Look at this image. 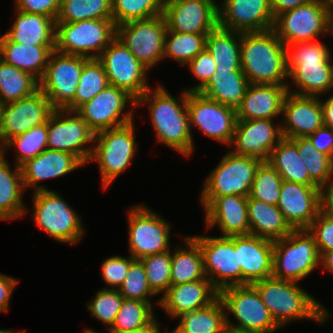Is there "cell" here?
Returning a JSON list of instances; mask_svg holds the SVG:
<instances>
[{
  "label": "cell",
  "mask_w": 333,
  "mask_h": 333,
  "mask_svg": "<svg viewBox=\"0 0 333 333\" xmlns=\"http://www.w3.org/2000/svg\"><path fill=\"white\" fill-rule=\"evenodd\" d=\"M176 97L158 83L136 101V108L147 104L156 141L188 158L195 145L187 111V91L183 89Z\"/></svg>",
  "instance_id": "6da1fadb"
},
{
  "label": "cell",
  "mask_w": 333,
  "mask_h": 333,
  "mask_svg": "<svg viewBox=\"0 0 333 333\" xmlns=\"http://www.w3.org/2000/svg\"><path fill=\"white\" fill-rule=\"evenodd\" d=\"M287 49L288 79L295 88L287 90L302 96H324L333 89V61L330 49L318 40L290 44Z\"/></svg>",
  "instance_id": "7a4b0ae2"
},
{
  "label": "cell",
  "mask_w": 333,
  "mask_h": 333,
  "mask_svg": "<svg viewBox=\"0 0 333 333\" xmlns=\"http://www.w3.org/2000/svg\"><path fill=\"white\" fill-rule=\"evenodd\" d=\"M240 59L250 84L287 86V49L273 28L241 33Z\"/></svg>",
  "instance_id": "3957f363"
},
{
  "label": "cell",
  "mask_w": 333,
  "mask_h": 333,
  "mask_svg": "<svg viewBox=\"0 0 333 333\" xmlns=\"http://www.w3.org/2000/svg\"><path fill=\"white\" fill-rule=\"evenodd\" d=\"M298 284L271 276L251 285L281 328L291 321L306 319L324 324L330 312Z\"/></svg>",
  "instance_id": "277c9868"
},
{
  "label": "cell",
  "mask_w": 333,
  "mask_h": 333,
  "mask_svg": "<svg viewBox=\"0 0 333 333\" xmlns=\"http://www.w3.org/2000/svg\"><path fill=\"white\" fill-rule=\"evenodd\" d=\"M134 121L95 134L89 162H97L103 190L125 173L136 157L137 148Z\"/></svg>",
  "instance_id": "5b68a950"
},
{
  "label": "cell",
  "mask_w": 333,
  "mask_h": 333,
  "mask_svg": "<svg viewBox=\"0 0 333 333\" xmlns=\"http://www.w3.org/2000/svg\"><path fill=\"white\" fill-rule=\"evenodd\" d=\"M320 253L308 229L293 230L273 241L272 276L299 283L320 266Z\"/></svg>",
  "instance_id": "8992f818"
},
{
  "label": "cell",
  "mask_w": 333,
  "mask_h": 333,
  "mask_svg": "<svg viewBox=\"0 0 333 333\" xmlns=\"http://www.w3.org/2000/svg\"><path fill=\"white\" fill-rule=\"evenodd\" d=\"M33 216L37 227L58 243L77 244L85 235L82 218L57 191L32 194Z\"/></svg>",
  "instance_id": "52a82bcc"
},
{
  "label": "cell",
  "mask_w": 333,
  "mask_h": 333,
  "mask_svg": "<svg viewBox=\"0 0 333 333\" xmlns=\"http://www.w3.org/2000/svg\"><path fill=\"white\" fill-rule=\"evenodd\" d=\"M116 38L113 19L56 23L55 50L69 55L98 58Z\"/></svg>",
  "instance_id": "ba28073f"
},
{
  "label": "cell",
  "mask_w": 333,
  "mask_h": 333,
  "mask_svg": "<svg viewBox=\"0 0 333 333\" xmlns=\"http://www.w3.org/2000/svg\"><path fill=\"white\" fill-rule=\"evenodd\" d=\"M219 299L224 305L228 326L256 333H274L281 328L251 284L224 288L219 291ZM229 314L237 323L233 324Z\"/></svg>",
  "instance_id": "9c48e42d"
},
{
  "label": "cell",
  "mask_w": 333,
  "mask_h": 333,
  "mask_svg": "<svg viewBox=\"0 0 333 333\" xmlns=\"http://www.w3.org/2000/svg\"><path fill=\"white\" fill-rule=\"evenodd\" d=\"M127 213L128 250L134 259L171 250V224L145 204L132 205Z\"/></svg>",
  "instance_id": "30bf717a"
},
{
  "label": "cell",
  "mask_w": 333,
  "mask_h": 333,
  "mask_svg": "<svg viewBox=\"0 0 333 333\" xmlns=\"http://www.w3.org/2000/svg\"><path fill=\"white\" fill-rule=\"evenodd\" d=\"M261 162L228 151L205 178L200 198H217L226 195L249 197L255 172Z\"/></svg>",
  "instance_id": "8fae6325"
},
{
  "label": "cell",
  "mask_w": 333,
  "mask_h": 333,
  "mask_svg": "<svg viewBox=\"0 0 333 333\" xmlns=\"http://www.w3.org/2000/svg\"><path fill=\"white\" fill-rule=\"evenodd\" d=\"M129 105L132 107L127 110ZM135 109H137L136 100L131 95L109 84L93 99L79 106L75 112L96 134L135 121L133 118Z\"/></svg>",
  "instance_id": "7c38bea8"
},
{
  "label": "cell",
  "mask_w": 333,
  "mask_h": 333,
  "mask_svg": "<svg viewBox=\"0 0 333 333\" xmlns=\"http://www.w3.org/2000/svg\"><path fill=\"white\" fill-rule=\"evenodd\" d=\"M89 58L57 52L50 53L39 89L55 110H64L74 99L85 62Z\"/></svg>",
  "instance_id": "4fadbf2b"
},
{
  "label": "cell",
  "mask_w": 333,
  "mask_h": 333,
  "mask_svg": "<svg viewBox=\"0 0 333 333\" xmlns=\"http://www.w3.org/2000/svg\"><path fill=\"white\" fill-rule=\"evenodd\" d=\"M166 22L163 15L116 26V37L149 71L164 59Z\"/></svg>",
  "instance_id": "5bb4252c"
},
{
  "label": "cell",
  "mask_w": 333,
  "mask_h": 333,
  "mask_svg": "<svg viewBox=\"0 0 333 333\" xmlns=\"http://www.w3.org/2000/svg\"><path fill=\"white\" fill-rule=\"evenodd\" d=\"M97 59L105 69L109 84L126 91L136 101L151 88L147 79L149 70L117 37Z\"/></svg>",
  "instance_id": "9a60e30c"
},
{
  "label": "cell",
  "mask_w": 333,
  "mask_h": 333,
  "mask_svg": "<svg viewBox=\"0 0 333 333\" xmlns=\"http://www.w3.org/2000/svg\"><path fill=\"white\" fill-rule=\"evenodd\" d=\"M273 29L286 47L299 42L319 40V37L329 33L325 1L312 0L280 14L275 19Z\"/></svg>",
  "instance_id": "2e32d148"
},
{
  "label": "cell",
  "mask_w": 333,
  "mask_h": 333,
  "mask_svg": "<svg viewBox=\"0 0 333 333\" xmlns=\"http://www.w3.org/2000/svg\"><path fill=\"white\" fill-rule=\"evenodd\" d=\"M94 137L95 133L75 111L54 110L48 119L47 149L73 154L85 165L93 151Z\"/></svg>",
  "instance_id": "e0dca14e"
},
{
  "label": "cell",
  "mask_w": 333,
  "mask_h": 333,
  "mask_svg": "<svg viewBox=\"0 0 333 333\" xmlns=\"http://www.w3.org/2000/svg\"><path fill=\"white\" fill-rule=\"evenodd\" d=\"M191 237L200 245L206 277L218 291L241 285V267L238 265V251L233 244V236L195 234Z\"/></svg>",
  "instance_id": "ac0fdd59"
},
{
  "label": "cell",
  "mask_w": 333,
  "mask_h": 333,
  "mask_svg": "<svg viewBox=\"0 0 333 333\" xmlns=\"http://www.w3.org/2000/svg\"><path fill=\"white\" fill-rule=\"evenodd\" d=\"M190 128L201 132L227 147L231 146L237 122L236 110L206 98L199 92H187Z\"/></svg>",
  "instance_id": "d6986e66"
},
{
  "label": "cell",
  "mask_w": 333,
  "mask_h": 333,
  "mask_svg": "<svg viewBox=\"0 0 333 333\" xmlns=\"http://www.w3.org/2000/svg\"><path fill=\"white\" fill-rule=\"evenodd\" d=\"M162 15L167 30L209 34L218 26V3L215 0H164Z\"/></svg>",
  "instance_id": "ffe728a7"
},
{
  "label": "cell",
  "mask_w": 333,
  "mask_h": 333,
  "mask_svg": "<svg viewBox=\"0 0 333 333\" xmlns=\"http://www.w3.org/2000/svg\"><path fill=\"white\" fill-rule=\"evenodd\" d=\"M54 110L40 89L26 98L3 104L0 148L14 136L48 122Z\"/></svg>",
  "instance_id": "44dd1931"
},
{
  "label": "cell",
  "mask_w": 333,
  "mask_h": 333,
  "mask_svg": "<svg viewBox=\"0 0 333 333\" xmlns=\"http://www.w3.org/2000/svg\"><path fill=\"white\" fill-rule=\"evenodd\" d=\"M277 207L294 230L308 229L324 209V190L283 180Z\"/></svg>",
  "instance_id": "7402d4cb"
},
{
  "label": "cell",
  "mask_w": 333,
  "mask_h": 333,
  "mask_svg": "<svg viewBox=\"0 0 333 333\" xmlns=\"http://www.w3.org/2000/svg\"><path fill=\"white\" fill-rule=\"evenodd\" d=\"M273 121V119L237 120L231 143L233 148L230 151L260 162H269L272 150L283 138L281 124Z\"/></svg>",
  "instance_id": "603a6c76"
},
{
  "label": "cell",
  "mask_w": 333,
  "mask_h": 333,
  "mask_svg": "<svg viewBox=\"0 0 333 333\" xmlns=\"http://www.w3.org/2000/svg\"><path fill=\"white\" fill-rule=\"evenodd\" d=\"M271 0H223L218 4V26L248 33L272 29Z\"/></svg>",
  "instance_id": "cb8c5ba5"
},
{
  "label": "cell",
  "mask_w": 333,
  "mask_h": 333,
  "mask_svg": "<svg viewBox=\"0 0 333 333\" xmlns=\"http://www.w3.org/2000/svg\"><path fill=\"white\" fill-rule=\"evenodd\" d=\"M199 200L205 214L206 229L217 225L222 237L250 234L247 197L226 195Z\"/></svg>",
  "instance_id": "d4e9b609"
},
{
  "label": "cell",
  "mask_w": 333,
  "mask_h": 333,
  "mask_svg": "<svg viewBox=\"0 0 333 333\" xmlns=\"http://www.w3.org/2000/svg\"><path fill=\"white\" fill-rule=\"evenodd\" d=\"M282 119L283 138L293 139L313 134L324 125L321 98L287 92L282 105Z\"/></svg>",
  "instance_id": "484cf974"
},
{
  "label": "cell",
  "mask_w": 333,
  "mask_h": 333,
  "mask_svg": "<svg viewBox=\"0 0 333 333\" xmlns=\"http://www.w3.org/2000/svg\"><path fill=\"white\" fill-rule=\"evenodd\" d=\"M86 166L77 156L54 149H45L38 156L22 164L21 172L25 190L33 188V193L48 189L39 185L40 181L65 176Z\"/></svg>",
  "instance_id": "4316f807"
},
{
  "label": "cell",
  "mask_w": 333,
  "mask_h": 333,
  "mask_svg": "<svg viewBox=\"0 0 333 333\" xmlns=\"http://www.w3.org/2000/svg\"><path fill=\"white\" fill-rule=\"evenodd\" d=\"M219 298V291L206 278L189 283L171 285L167 292L156 300L167 316L178 318L184 313L210 306Z\"/></svg>",
  "instance_id": "83f0119b"
},
{
  "label": "cell",
  "mask_w": 333,
  "mask_h": 333,
  "mask_svg": "<svg viewBox=\"0 0 333 333\" xmlns=\"http://www.w3.org/2000/svg\"><path fill=\"white\" fill-rule=\"evenodd\" d=\"M241 267V285L253 284L272 276L273 241L256 235L233 236Z\"/></svg>",
  "instance_id": "f1b7e54d"
},
{
  "label": "cell",
  "mask_w": 333,
  "mask_h": 333,
  "mask_svg": "<svg viewBox=\"0 0 333 333\" xmlns=\"http://www.w3.org/2000/svg\"><path fill=\"white\" fill-rule=\"evenodd\" d=\"M287 86L250 84L241 104L236 109L237 120L274 119L282 116V105Z\"/></svg>",
  "instance_id": "f546056e"
},
{
  "label": "cell",
  "mask_w": 333,
  "mask_h": 333,
  "mask_svg": "<svg viewBox=\"0 0 333 333\" xmlns=\"http://www.w3.org/2000/svg\"><path fill=\"white\" fill-rule=\"evenodd\" d=\"M14 11L16 18L4 34L10 41L35 46H55L56 22L52 18Z\"/></svg>",
  "instance_id": "4dcf8cb0"
},
{
  "label": "cell",
  "mask_w": 333,
  "mask_h": 333,
  "mask_svg": "<svg viewBox=\"0 0 333 333\" xmlns=\"http://www.w3.org/2000/svg\"><path fill=\"white\" fill-rule=\"evenodd\" d=\"M55 46H35L10 41L0 35V59L14 67L30 73L38 81L45 73L50 53Z\"/></svg>",
  "instance_id": "1f68e13d"
},
{
  "label": "cell",
  "mask_w": 333,
  "mask_h": 333,
  "mask_svg": "<svg viewBox=\"0 0 333 333\" xmlns=\"http://www.w3.org/2000/svg\"><path fill=\"white\" fill-rule=\"evenodd\" d=\"M6 155L0 151V221L21 218L28 208L23 202V185L21 167L14 164L11 169Z\"/></svg>",
  "instance_id": "d6a6232c"
},
{
  "label": "cell",
  "mask_w": 333,
  "mask_h": 333,
  "mask_svg": "<svg viewBox=\"0 0 333 333\" xmlns=\"http://www.w3.org/2000/svg\"><path fill=\"white\" fill-rule=\"evenodd\" d=\"M249 85L242 69H216L209 82L199 93L236 110Z\"/></svg>",
  "instance_id": "836d02e7"
},
{
  "label": "cell",
  "mask_w": 333,
  "mask_h": 333,
  "mask_svg": "<svg viewBox=\"0 0 333 333\" xmlns=\"http://www.w3.org/2000/svg\"><path fill=\"white\" fill-rule=\"evenodd\" d=\"M247 206L250 234L276 241L294 230L276 205L247 197Z\"/></svg>",
  "instance_id": "e575fe53"
},
{
  "label": "cell",
  "mask_w": 333,
  "mask_h": 333,
  "mask_svg": "<svg viewBox=\"0 0 333 333\" xmlns=\"http://www.w3.org/2000/svg\"><path fill=\"white\" fill-rule=\"evenodd\" d=\"M183 238L185 247L179 244L175 251L171 250V285L207 278L200 245L191 236Z\"/></svg>",
  "instance_id": "d590c367"
},
{
  "label": "cell",
  "mask_w": 333,
  "mask_h": 333,
  "mask_svg": "<svg viewBox=\"0 0 333 333\" xmlns=\"http://www.w3.org/2000/svg\"><path fill=\"white\" fill-rule=\"evenodd\" d=\"M269 164L285 181L319 187L310 178L297 146L290 139L282 138L278 142L270 154Z\"/></svg>",
  "instance_id": "8d00e7d4"
},
{
  "label": "cell",
  "mask_w": 333,
  "mask_h": 333,
  "mask_svg": "<svg viewBox=\"0 0 333 333\" xmlns=\"http://www.w3.org/2000/svg\"><path fill=\"white\" fill-rule=\"evenodd\" d=\"M216 69H241V33L217 26L206 37V47Z\"/></svg>",
  "instance_id": "74e56055"
},
{
  "label": "cell",
  "mask_w": 333,
  "mask_h": 333,
  "mask_svg": "<svg viewBox=\"0 0 333 333\" xmlns=\"http://www.w3.org/2000/svg\"><path fill=\"white\" fill-rule=\"evenodd\" d=\"M177 319L178 325L168 333H223L226 326L225 308L219 298L210 306L184 313Z\"/></svg>",
  "instance_id": "f35d334b"
},
{
  "label": "cell",
  "mask_w": 333,
  "mask_h": 333,
  "mask_svg": "<svg viewBox=\"0 0 333 333\" xmlns=\"http://www.w3.org/2000/svg\"><path fill=\"white\" fill-rule=\"evenodd\" d=\"M39 89V81L30 73L0 59V103L18 101Z\"/></svg>",
  "instance_id": "ab89813d"
},
{
  "label": "cell",
  "mask_w": 333,
  "mask_h": 333,
  "mask_svg": "<svg viewBox=\"0 0 333 333\" xmlns=\"http://www.w3.org/2000/svg\"><path fill=\"white\" fill-rule=\"evenodd\" d=\"M306 165L310 178L323 190L333 185V159L316 149L307 137L290 139Z\"/></svg>",
  "instance_id": "60d3db41"
},
{
  "label": "cell",
  "mask_w": 333,
  "mask_h": 333,
  "mask_svg": "<svg viewBox=\"0 0 333 333\" xmlns=\"http://www.w3.org/2000/svg\"><path fill=\"white\" fill-rule=\"evenodd\" d=\"M108 85V77L101 62L97 58L88 59L83 66L74 99L64 110L75 111L79 106L93 99Z\"/></svg>",
  "instance_id": "b9f144b4"
},
{
  "label": "cell",
  "mask_w": 333,
  "mask_h": 333,
  "mask_svg": "<svg viewBox=\"0 0 333 333\" xmlns=\"http://www.w3.org/2000/svg\"><path fill=\"white\" fill-rule=\"evenodd\" d=\"M207 35L167 30L164 39V60L169 58L178 62V65H187L205 49Z\"/></svg>",
  "instance_id": "7bdbcfd3"
},
{
  "label": "cell",
  "mask_w": 333,
  "mask_h": 333,
  "mask_svg": "<svg viewBox=\"0 0 333 333\" xmlns=\"http://www.w3.org/2000/svg\"><path fill=\"white\" fill-rule=\"evenodd\" d=\"M48 122L33 127L27 132L9 139L0 151L6 154L8 149H15V165L21 166L27 160L32 159L47 149ZM15 147V148H14Z\"/></svg>",
  "instance_id": "ee69618b"
},
{
  "label": "cell",
  "mask_w": 333,
  "mask_h": 333,
  "mask_svg": "<svg viewBox=\"0 0 333 333\" xmlns=\"http://www.w3.org/2000/svg\"><path fill=\"white\" fill-rule=\"evenodd\" d=\"M88 19H113L112 0H61L56 23Z\"/></svg>",
  "instance_id": "f6af8a7d"
},
{
  "label": "cell",
  "mask_w": 333,
  "mask_h": 333,
  "mask_svg": "<svg viewBox=\"0 0 333 333\" xmlns=\"http://www.w3.org/2000/svg\"><path fill=\"white\" fill-rule=\"evenodd\" d=\"M153 305L152 302L124 298L108 333H122L147 327L156 317Z\"/></svg>",
  "instance_id": "bcb514c9"
},
{
  "label": "cell",
  "mask_w": 333,
  "mask_h": 333,
  "mask_svg": "<svg viewBox=\"0 0 333 333\" xmlns=\"http://www.w3.org/2000/svg\"><path fill=\"white\" fill-rule=\"evenodd\" d=\"M164 0H112V18L116 26L162 15Z\"/></svg>",
  "instance_id": "7dc6e473"
},
{
  "label": "cell",
  "mask_w": 333,
  "mask_h": 333,
  "mask_svg": "<svg viewBox=\"0 0 333 333\" xmlns=\"http://www.w3.org/2000/svg\"><path fill=\"white\" fill-rule=\"evenodd\" d=\"M283 179L269 162H261L256 169L249 198L278 205Z\"/></svg>",
  "instance_id": "c3c4849f"
},
{
  "label": "cell",
  "mask_w": 333,
  "mask_h": 333,
  "mask_svg": "<svg viewBox=\"0 0 333 333\" xmlns=\"http://www.w3.org/2000/svg\"><path fill=\"white\" fill-rule=\"evenodd\" d=\"M140 260L150 289L156 296L160 293L163 296L171 286V250L148 255Z\"/></svg>",
  "instance_id": "681fc988"
},
{
  "label": "cell",
  "mask_w": 333,
  "mask_h": 333,
  "mask_svg": "<svg viewBox=\"0 0 333 333\" xmlns=\"http://www.w3.org/2000/svg\"><path fill=\"white\" fill-rule=\"evenodd\" d=\"M123 299L118 289L101 288L97 290L93 299L86 303L87 310L91 312V317L108 326L106 329L109 330L120 311Z\"/></svg>",
  "instance_id": "f907efd6"
},
{
  "label": "cell",
  "mask_w": 333,
  "mask_h": 333,
  "mask_svg": "<svg viewBox=\"0 0 333 333\" xmlns=\"http://www.w3.org/2000/svg\"><path fill=\"white\" fill-rule=\"evenodd\" d=\"M120 294L126 299L152 302L151 297L156 296L150 289L143 263L135 259L128 270L123 284L119 287Z\"/></svg>",
  "instance_id": "816d5d0a"
},
{
  "label": "cell",
  "mask_w": 333,
  "mask_h": 333,
  "mask_svg": "<svg viewBox=\"0 0 333 333\" xmlns=\"http://www.w3.org/2000/svg\"><path fill=\"white\" fill-rule=\"evenodd\" d=\"M134 260L131 255H129L128 258L115 255L103 260L101 274L104 282L109 285L103 288L119 289Z\"/></svg>",
  "instance_id": "f5cc1de1"
},
{
  "label": "cell",
  "mask_w": 333,
  "mask_h": 333,
  "mask_svg": "<svg viewBox=\"0 0 333 333\" xmlns=\"http://www.w3.org/2000/svg\"><path fill=\"white\" fill-rule=\"evenodd\" d=\"M186 66H188L189 72L193 74L192 76L199 81L197 85L183 88L187 92H199L209 82L216 71L215 61L206 48Z\"/></svg>",
  "instance_id": "db71d44e"
},
{
  "label": "cell",
  "mask_w": 333,
  "mask_h": 333,
  "mask_svg": "<svg viewBox=\"0 0 333 333\" xmlns=\"http://www.w3.org/2000/svg\"><path fill=\"white\" fill-rule=\"evenodd\" d=\"M308 231L314 236L320 255L333 250V216L325 209L317 215Z\"/></svg>",
  "instance_id": "11a10c76"
},
{
  "label": "cell",
  "mask_w": 333,
  "mask_h": 333,
  "mask_svg": "<svg viewBox=\"0 0 333 333\" xmlns=\"http://www.w3.org/2000/svg\"><path fill=\"white\" fill-rule=\"evenodd\" d=\"M60 4L61 0H15L13 7L17 11L45 15L56 22Z\"/></svg>",
  "instance_id": "9f6ffc18"
},
{
  "label": "cell",
  "mask_w": 333,
  "mask_h": 333,
  "mask_svg": "<svg viewBox=\"0 0 333 333\" xmlns=\"http://www.w3.org/2000/svg\"><path fill=\"white\" fill-rule=\"evenodd\" d=\"M307 138L318 151L333 159V129L323 125Z\"/></svg>",
  "instance_id": "6f0895ef"
},
{
  "label": "cell",
  "mask_w": 333,
  "mask_h": 333,
  "mask_svg": "<svg viewBox=\"0 0 333 333\" xmlns=\"http://www.w3.org/2000/svg\"><path fill=\"white\" fill-rule=\"evenodd\" d=\"M19 280L0 272V312H8L10 300Z\"/></svg>",
  "instance_id": "680465c9"
},
{
  "label": "cell",
  "mask_w": 333,
  "mask_h": 333,
  "mask_svg": "<svg viewBox=\"0 0 333 333\" xmlns=\"http://www.w3.org/2000/svg\"><path fill=\"white\" fill-rule=\"evenodd\" d=\"M312 0H271L273 17L276 19L280 14L293 10Z\"/></svg>",
  "instance_id": "91938a15"
},
{
  "label": "cell",
  "mask_w": 333,
  "mask_h": 333,
  "mask_svg": "<svg viewBox=\"0 0 333 333\" xmlns=\"http://www.w3.org/2000/svg\"><path fill=\"white\" fill-rule=\"evenodd\" d=\"M324 125L333 129V94L325 101L321 99Z\"/></svg>",
  "instance_id": "94428289"
},
{
  "label": "cell",
  "mask_w": 333,
  "mask_h": 333,
  "mask_svg": "<svg viewBox=\"0 0 333 333\" xmlns=\"http://www.w3.org/2000/svg\"><path fill=\"white\" fill-rule=\"evenodd\" d=\"M320 267L324 268L327 273L333 275V250L324 251L320 256Z\"/></svg>",
  "instance_id": "6125c7cd"
},
{
  "label": "cell",
  "mask_w": 333,
  "mask_h": 333,
  "mask_svg": "<svg viewBox=\"0 0 333 333\" xmlns=\"http://www.w3.org/2000/svg\"><path fill=\"white\" fill-rule=\"evenodd\" d=\"M122 333H161V327L157 317L147 326L134 331H127Z\"/></svg>",
  "instance_id": "be15d7a7"
},
{
  "label": "cell",
  "mask_w": 333,
  "mask_h": 333,
  "mask_svg": "<svg viewBox=\"0 0 333 333\" xmlns=\"http://www.w3.org/2000/svg\"><path fill=\"white\" fill-rule=\"evenodd\" d=\"M324 209L333 216V185L324 190Z\"/></svg>",
  "instance_id": "e7e4bbea"
},
{
  "label": "cell",
  "mask_w": 333,
  "mask_h": 333,
  "mask_svg": "<svg viewBox=\"0 0 333 333\" xmlns=\"http://www.w3.org/2000/svg\"><path fill=\"white\" fill-rule=\"evenodd\" d=\"M223 333H256V332L241 330V329L233 328L231 326L226 325L223 330Z\"/></svg>",
  "instance_id": "03108f58"
},
{
  "label": "cell",
  "mask_w": 333,
  "mask_h": 333,
  "mask_svg": "<svg viewBox=\"0 0 333 333\" xmlns=\"http://www.w3.org/2000/svg\"><path fill=\"white\" fill-rule=\"evenodd\" d=\"M329 33L333 34V12H327Z\"/></svg>",
  "instance_id": "003e7915"
},
{
  "label": "cell",
  "mask_w": 333,
  "mask_h": 333,
  "mask_svg": "<svg viewBox=\"0 0 333 333\" xmlns=\"http://www.w3.org/2000/svg\"><path fill=\"white\" fill-rule=\"evenodd\" d=\"M327 12H333V0H324Z\"/></svg>",
  "instance_id": "a7ac6f4b"
},
{
  "label": "cell",
  "mask_w": 333,
  "mask_h": 333,
  "mask_svg": "<svg viewBox=\"0 0 333 333\" xmlns=\"http://www.w3.org/2000/svg\"><path fill=\"white\" fill-rule=\"evenodd\" d=\"M26 332V330L25 331H12L11 329H0V333H25Z\"/></svg>",
  "instance_id": "89a4df30"
},
{
  "label": "cell",
  "mask_w": 333,
  "mask_h": 333,
  "mask_svg": "<svg viewBox=\"0 0 333 333\" xmlns=\"http://www.w3.org/2000/svg\"><path fill=\"white\" fill-rule=\"evenodd\" d=\"M83 333H101V332H97V330H93V329H88L86 328L85 331Z\"/></svg>",
  "instance_id": "2644e50d"
},
{
  "label": "cell",
  "mask_w": 333,
  "mask_h": 333,
  "mask_svg": "<svg viewBox=\"0 0 333 333\" xmlns=\"http://www.w3.org/2000/svg\"><path fill=\"white\" fill-rule=\"evenodd\" d=\"M2 109H3V104L0 103V132H1Z\"/></svg>",
  "instance_id": "8c879c8a"
}]
</instances>
